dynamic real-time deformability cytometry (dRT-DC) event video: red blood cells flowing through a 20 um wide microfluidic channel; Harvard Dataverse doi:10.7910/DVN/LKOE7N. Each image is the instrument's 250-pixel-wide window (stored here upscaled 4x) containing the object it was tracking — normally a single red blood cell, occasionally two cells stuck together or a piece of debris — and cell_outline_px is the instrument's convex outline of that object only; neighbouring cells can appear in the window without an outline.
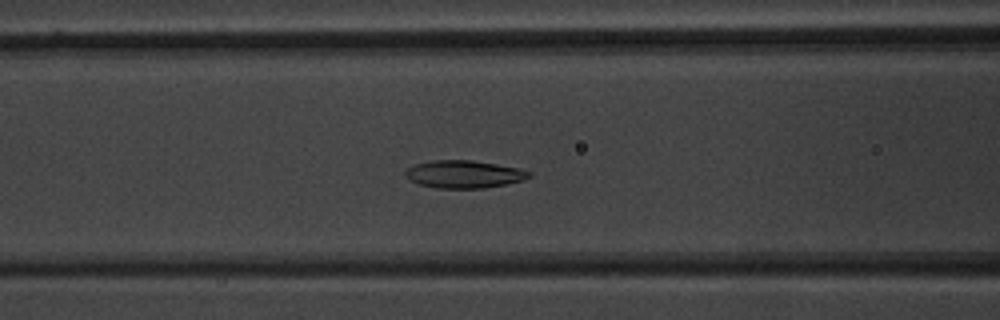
{"species": "common noctule bat (a hibernating species)", "species_latin": "Nyctalus noctula", "temperature_condition": "warm", "stored_images_in_passage": 52, "camera_frame_rate_fps": 3000, "um_per_image_px": 0.085, "animal": {"sex": "male", "body_mass_g": 20.1, "forearm_length_mm": 53.5}, "frame": {"image": 1, "passage_image": 22, "time_ms": 7.0, "image_size_px": [1000, 320], "cell_outline_px": [[532, 176], [524, 180], [484, 188], [436, 188], [420, 184], [408, 180], [404, 176], [404, 172], [408, 168], [416, 164], [436, 160], [472, 160], [496, 164], [516, 168], [532, 172]], "centroid_in_image_um": [39.42, 14.81], "position_along_channel_um": 127.2, "area_um2": 19.83}}
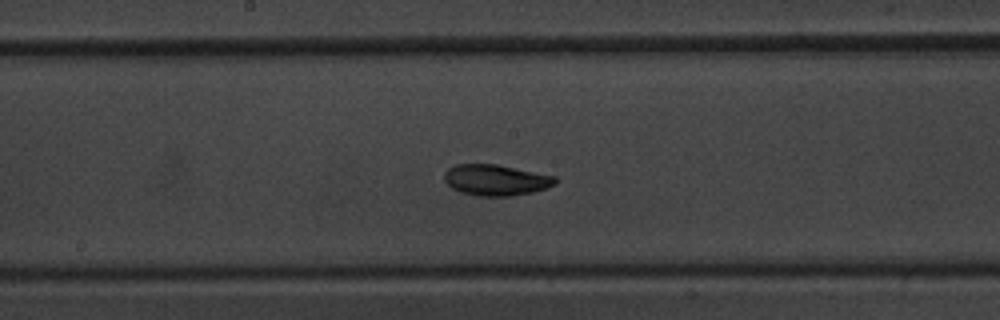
{"frame": {"image": 2, "passage_image": 28, "time_ms": 9.0, "image_size_px": [1000, 320], "cell_outline_px": [[556, 184], [548, 188], [532, 192], [512, 196], [476, 196], [460, 192], [452, 188], [444, 180], [444, 172], [448, 168], [456, 164], [496, 164], [556, 176]], "centroid_in_image_um": [42.14, 15.3], "position_along_channel_um": 206.1, "area_um2": 20.17}}
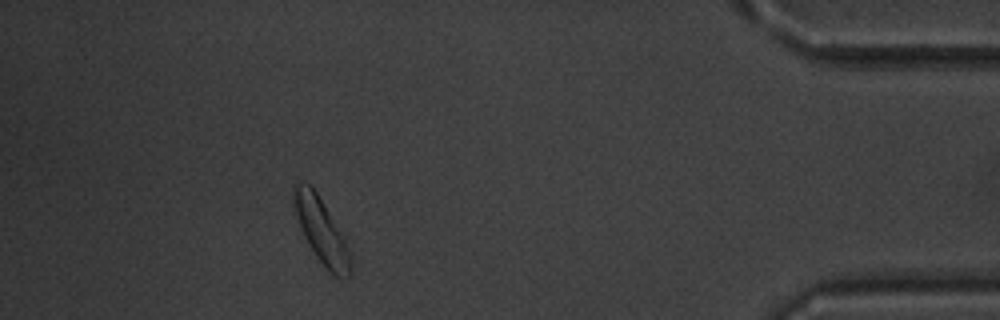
{"frame": {"image": 3, "passage_image": 47, "time_ms": 15.333, "image_size_px": [1000, 320], "cell_outline_px": [[352, 276], [340, 280], [332, 276], [328, 272], [316, 256], [308, 244], [304, 236], [296, 216], [292, 204], [292, 188], [296, 184], [308, 184], [316, 192], [344, 236], [352, 256]], "centroid_in_image_um": [27.36, 19.73], "position_along_channel_um": 407.8, "area_um2": 21.79}, "authors_computed_cell_mechanics": {"area_um2": 20.1433, "velocity_mm_per_s": 3.9525, "shape_relaxation_time_tau1_ms": 2.4586, "shape_relaxation_time_tau2_ms": 11.0569, "deformation_change_tau1": 0.1139, "deformation_change_tau2": 0.1739}}